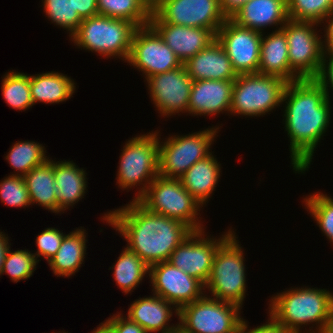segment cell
Returning a JSON list of instances; mask_svg holds the SVG:
<instances>
[{
  "instance_id": "obj_16",
  "label": "cell",
  "mask_w": 333,
  "mask_h": 333,
  "mask_svg": "<svg viewBox=\"0 0 333 333\" xmlns=\"http://www.w3.org/2000/svg\"><path fill=\"white\" fill-rule=\"evenodd\" d=\"M148 275L152 281L153 293L174 304L178 309L204 295V284L200 280L168 261L151 265Z\"/></svg>"
},
{
  "instance_id": "obj_46",
  "label": "cell",
  "mask_w": 333,
  "mask_h": 333,
  "mask_svg": "<svg viewBox=\"0 0 333 333\" xmlns=\"http://www.w3.org/2000/svg\"><path fill=\"white\" fill-rule=\"evenodd\" d=\"M142 5L150 12L153 13L164 0H139Z\"/></svg>"
},
{
  "instance_id": "obj_32",
  "label": "cell",
  "mask_w": 333,
  "mask_h": 333,
  "mask_svg": "<svg viewBox=\"0 0 333 333\" xmlns=\"http://www.w3.org/2000/svg\"><path fill=\"white\" fill-rule=\"evenodd\" d=\"M2 78V94L13 109L25 110L33 106L30 93V75L11 71Z\"/></svg>"
},
{
  "instance_id": "obj_35",
  "label": "cell",
  "mask_w": 333,
  "mask_h": 333,
  "mask_svg": "<svg viewBox=\"0 0 333 333\" xmlns=\"http://www.w3.org/2000/svg\"><path fill=\"white\" fill-rule=\"evenodd\" d=\"M43 8L48 18L56 25L69 31L72 36L83 21L79 14L74 11L71 0H42Z\"/></svg>"
},
{
  "instance_id": "obj_22",
  "label": "cell",
  "mask_w": 333,
  "mask_h": 333,
  "mask_svg": "<svg viewBox=\"0 0 333 333\" xmlns=\"http://www.w3.org/2000/svg\"><path fill=\"white\" fill-rule=\"evenodd\" d=\"M237 25L262 33L267 26L280 25L288 20L286 0H250L231 18Z\"/></svg>"
},
{
  "instance_id": "obj_12",
  "label": "cell",
  "mask_w": 333,
  "mask_h": 333,
  "mask_svg": "<svg viewBox=\"0 0 333 333\" xmlns=\"http://www.w3.org/2000/svg\"><path fill=\"white\" fill-rule=\"evenodd\" d=\"M226 20L219 0H164L149 22L206 28L216 34Z\"/></svg>"
},
{
  "instance_id": "obj_20",
  "label": "cell",
  "mask_w": 333,
  "mask_h": 333,
  "mask_svg": "<svg viewBox=\"0 0 333 333\" xmlns=\"http://www.w3.org/2000/svg\"><path fill=\"white\" fill-rule=\"evenodd\" d=\"M183 64L193 81L235 80L238 76L217 39Z\"/></svg>"
},
{
  "instance_id": "obj_7",
  "label": "cell",
  "mask_w": 333,
  "mask_h": 333,
  "mask_svg": "<svg viewBox=\"0 0 333 333\" xmlns=\"http://www.w3.org/2000/svg\"><path fill=\"white\" fill-rule=\"evenodd\" d=\"M158 136L156 131L140 135L128 140L123 147L116 177L119 187L128 189L144 182L134 200H138L159 175Z\"/></svg>"
},
{
  "instance_id": "obj_5",
  "label": "cell",
  "mask_w": 333,
  "mask_h": 333,
  "mask_svg": "<svg viewBox=\"0 0 333 333\" xmlns=\"http://www.w3.org/2000/svg\"><path fill=\"white\" fill-rule=\"evenodd\" d=\"M232 233L218 248L209 278L204 285L213 298L229 302L239 307L246 293V274L242 247Z\"/></svg>"
},
{
  "instance_id": "obj_41",
  "label": "cell",
  "mask_w": 333,
  "mask_h": 333,
  "mask_svg": "<svg viewBox=\"0 0 333 333\" xmlns=\"http://www.w3.org/2000/svg\"><path fill=\"white\" fill-rule=\"evenodd\" d=\"M269 320H271L269 322ZM268 322L253 329H247L248 323L242 319L239 326L238 333H289L281 324H279L272 316L269 317Z\"/></svg>"
},
{
  "instance_id": "obj_4",
  "label": "cell",
  "mask_w": 333,
  "mask_h": 333,
  "mask_svg": "<svg viewBox=\"0 0 333 333\" xmlns=\"http://www.w3.org/2000/svg\"><path fill=\"white\" fill-rule=\"evenodd\" d=\"M137 26L125 19L96 15L83 19L72 41L83 49L102 56L121 57L127 61Z\"/></svg>"
},
{
  "instance_id": "obj_42",
  "label": "cell",
  "mask_w": 333,
  "mask_h": 333,
  "mask_svg": "<svg viewBox=\"0 0 333 333\" xmlns=\"http://www.w3.org/2000/svg\"><path fill=\"white\" fill-rule=\"evenodd\" d=\"M71 2L74 11L79 14L82 20L98 15L97 0H71Z\"/></svg>"
},
{
  "instance_id": "obj_11",
  "label": "cell",
  "mask_w": 333,
  "mask_h": 333,
  "mask_svg": "<svg viewBox=\"0 0 333 333\" xmlns=\"http://www.w3.org/2000/svg\"><path fill=\"white\" fill-rule=\"evenodd\" d=\"M311 21L288 19L282 27L288 44L290 69L300 79H315L320 71L324 51L322 38Z\"/></svg>"
},
{
  "instance_id": "obj_25",
  "label": "cell",
  "mask_w": 333,
  "mask_h": 333,
  "mask_svg": "<svg viewBox=\"0 0 333 333\" xmlns=\"http://www.w3.org/2000/svg\"><path fill=\"white\" fill-rule=\"evenodd\" d=\"M212 153L193 164L181 177L183 187L203 206L220 176V164Z\"/></svg>"
},
{
  "instance_id": "obj_28",
  "label": "cell",
  "mask_w": 333,
  "mask_h": 333,
  "mask_svg": "<svg viewBox=\"0 0 333 333\" xmlns=\"http://www.w3.org/2000/svg\"><path fill=\"white\" fill-rule=\"evenodd\" d=\"M85 234L82 228L65 234L57 253L48 261L55 275L68 277L78 272L86 254Z\"/></svg>"
},
{
  "instance_id": "obj_50",
  "label": "cell",
  "mask_w": 333,
  "mask_h": 333,
  "mask_svg": "<svg viewBox=\"0 0 333 333\" xmlns=\"http://www.w3.org/2000/svg\"><path fill=\"white\" fill-rule=\"evenodd\" d=\"M170 333H185V332L180 327H178L175 330L171 331Z\"/></svg>"
},
{
  "instance_id": "obj_30",
  "label": "cell",
  "mask_w": 333,
  "mask_h": 333,
  "mask_svg": "<svg viewBox=\"0 0 333 333\" xmlns=\"http://www.w3.org/2000/svg\"><path fill=\"white\" fill-rule=\"evenodd\" d=\"M98 15L125 19L137 27L149 25L151 13L139 0H97Z\"/></svg>"
},
{
  "instance_id": "obj_24",
  "label": "cell",
  "mask_w": 333,
  "mask_h": 333,
  "mask_svg": "<svg viewBox=\"0 0 333 333\" xmlns=\"http://www.w3.org/2000/svg\"><path fill=\"white\" fill-rule=\"evenodd\" d=\"M54 178L58 213L65 211L83 198L87 178L85 171L72 161H54Z\"/></svg>"
},
{
  "instance_id": "obj_18",
  "label": "cell",
  "mask_w": 333,
  "mask_h": 333,
  "mask_svg": "<svg viewBox=\"0 0 333 333\" xmlns=\"http://www.w3.org/2000/svg\"><path fill=\"white\" fill-rule=\"evenodd\" d=\"M174 54L185 63L189 58L208 47L216 40V34L209 29L149 22Z\"/></svg>"
},
{
  "instance_id": "obj_39",
  "label": "cell",
  "mask_w": 333,
  "mask_h": 333,
  "mask_svg": "<svg viewBox=\"0 0 333 333\" xmlns=\"http://www.w3.org/2000/svg\"><path fill=\"white\" fill-rule=\"evenodd\" d=\"M123 314L113 315L111 318L106 319L105 322L114 330L115 333H148L136 322L131 321L128 317L125 318Z\"/></svg>"
},
{
  "instance_id": "obj_44",
  "label": "cell",
  "mask_w": 333,
  "mask_h": 333,
  "mask_svg": "<svg viewBox=\"0 0 333 333\" xmlns=\"http://www.w3.org/2000/svg\"><path fill=\"white\" fill-rule=\"evenodd\" d=\"M327 19V20H326ZM329 19V21H328ZM324 23V21H328L327 25L325 26V33L326 35L324 36V42L322 41V48L324 53L333 45V12L330 13L325 19L322 20ZM325 44V45H324Z\"/></svg>"
},
{
  "instance_id": "obj_31",
  "label": "cell",
  "mask_w": 333,
  "mask_h": 333,
  "mask_svg": "<svg viewBox=\"0 0 333 333\" xmlns=\"http://www.w3.org/2000/svg\"><path fill=\"white\" fill-rule=\"evenodd\" d=\"M45 148L42 144L34 141H17L10 149L5 157L10 166L20 176L29 173L34 167L43 164L49 158H46Z\"/></svg>"
},
{
  "instance_id": "obj_17",
  "label": "cell",
  "mask_w": 333,
  "mask_h": 333,
  "mask_svg": "<svg viewBox=\"0 0 333 333\" xmlns=\"http://www.w3.org/2000/svg\"><path fill=\"white\" fill-rule=\"evenodd\" d=\"M153 103L162 116L188 112L193 80L184 64L174 70L146 78Z\"/></svg>"
},
{
  "instance_id": "obj_48",
  "label": "cell",
  "mask_w": 333,
  "mask_h": 333,
  "mask_svg": "<svg viewBox=\"0 0 333 333\" xmlns=\"http://www.w3.org/2000/svg\"><path fill=\"white\" fill-rule=\"evenodd\" d=\"M324 333H333V311L327 324L326 330Z\"/></svg>"
},
{
  "instance_id": "obj_8",
  "label": "cell",
  "mask_w": 333,
  "mask_h": 333,
  "mask_svg": "<svg viewBox=\"0 0 333 333\" xmlns=\"http://www.w3.org/2000/svg\"><path fill=\"white\" fill-rule=\"evenodd\" d=\"M287 81L259 73L238 74L232 90L233 114L260 116L280 106Z\"/></svg>"
},
{
  "instance_id": "obj_15",
  "label": "cell",
  "mask_w": 333,
  "mask_h": 333,
  "mask_svg": "<svg viewBox=\"0 0 333 333\" xmlns=\"http://www.w3.org/2000/svg\"><path fill=\"white\" fill-rule=\"evenodd\" d=\"M231 229L219 239L204 238V231H193L170 255L168 262L206 284L215 254L233 233Z\"/></svg>"
},
{
  "instance_id": "obj_1",
  "label": "cell",
  "mask_w": 333,
  "mask_h": 333,
  "mask_svg": "<svg viewBox=\"0 0 333 333\" xmlns=\"http://www.w3.org/2000/svg\"><path fill=\"white\" fill-rule=\"evenodd\" d=\"M329 100L315 79H299L286 85L282 99L287 104L285 129L290 137L293 170L297 173L309 168L316 145L329 126Z\"/></svg>"
},
{
  "instance_id": "obj_10",
  "label": "cell",
  "mask_w": 333,
  "mask_h": 333,
  "mask_svg": "<svg viewBox=\"0 0 333 333\" xmlns=\"http://www.w3.org/2000/svg\"><path fill=\"white\" fill-rule=\"evenodd\" d=\"M217 129L219 127L185 136L175 135L165 142L159 140V175L180 179L193 164L211 154L209 148L218 133Z\"/></svg>"
},
{
  "instance_id": "obj_47",
  "label": "cell",
  "mask_w": 333,
  "mask_h": 333,
  "mask_svg": "<svg viewBox=\"0 0 333 333\" xmlns=\"http://www.w3.org/2000/svg\"><path fill=\"white\" fill-rule=\"evenodd\" d=\"M92 333H115L114 330L106 323H101L99 327H97L96 330H94Z\"/></svg>"
},
{
  "instance_id": "obj_6",
  "label": "cell",
  "mask_w": 333,
  "mask_h": 333,
  "mask_svg": "<svg viewBox=\"0 0 333 333\" xmlns=\"http://www.w3.org/2000/svg\"><path fill=\"white\" fill-rule=\"evenodd\" d=\"M138 201L149 211L181 221L193 231L204 230L197 217L202 205L180 179L156 176Z\"/></svg>"
},
{
  "instance_id": "obj_26",
  "label": "cell",
  "mask_w": 333,
  "mask_h": 333,
  "mask_svg": "<svg viewBox=\"0 0 333 333\" xmlns=\"http://www.w3.org/2000/svg\"><path fill=\"white\" fill-rule=\"evenodd\" d=\"M58 72H47L30 76V93L33 104L61 103L75 92L74 81Z\"/></svg>"
},
{
  "instance_id": "obj_38",
  "label": "cell",
  "mask_w": 333,
  "mask_h": 333,
  "mask_svg": "<svg viewBox=\"0 0 333 333\" xmlns=\"http://www.w3.org/2000/svg\"><path fill=\"white\" fill-rule=\"evenodd\" d=\"M64 234L55 228H46L36 238V244L38 251L34 253V256H43L47 262L57 253L64 239Z\"/></svg>"
},
{
  "instance_id": "obj_23",
  "label": "cell",
  "mask_w": 333,
  "mask_h": 333,
  "mask_svg": "<svg viewBox=\"0 0 333 333\" xmlns=\"http://www.w3.org/2000/svg\"><path fill=\"white\" fill-rule=\"evenodd\" d=\"M258 73L280 77L288 83L300 79L290 69L287 38L282 28L265 38L262 36Z\"/></svg>"
},
{
  "instance_id": "obj_37",
  "label": "cell",
  "mask_w": 333,
  "mask_h": 333,
  "mask_svg": "<svg viewBox=\"0 0 333 333\" xmlns=\"http://www.w3.org/2000/svg\"><path fill=\"white\" fill-rule=\"evenodd\" d=\"M1 202L14 207L31 205L28 188L23 176L12 174L0 183Z\"/></svg>"
},
{
  "instance_id": "obj_13",
  "label": "cell",
  "mask_w": 333,
  "mask_h": 333,
  "mask_svg": "<svg viewBox=\"0 0 333 333\" xmlns=\"http://www.w3.org/2000/svg\"><path fill=\"white\" fill-rule=\"evenodd\" d=\"M127 62L140 69L145 79L183 65L150 25L138 27L135 31Z\"/></svg>"
},
{
  "instance_id": "obj_27",
  "label": "cell",
  "mask_w": 333,
  "mask_h": 333,
  "mask_svg": "<svg viewBox=\"0 0 333 333\" xmlns=\"http://www.w3.org/2000/svg\"><path fill=\"white\" fill-rule=\"evenodd\" d=\"M31 204L37 203L57 213L54 161L48 159L23 176Z\"/></svg>"
},
{
  "instance_id": "obj_9",
  "label": "cell",
  "mask_w": 333,
  "mask_h": 333,
  "mask_svg": "<svg viewBox=\"0 0 333 333\" xmlns=\"http://www.w3.org/2000/svg\"><path fill=\"white\" fill-rule=\"evenodd\" d=\"M206 296L179 309V327L185 333H238L241 308Z\"/></svg>"
},
{
  "instance_id": "obj_14",
  "label": "cell",
  "mask_w": 333,
  "mask_h": 333,
  "mask_svg": "<svg viewBox=\"0 0 333 333\" xmlns=\"http://www.w3.org/2000/svg\"><path fill=\"white\" fill-rule=\"evenodd\" d=\"M262 36L261 32L241 27L231 19L216 33L237 74L258 73Z\"/></svg>"
},
{
  "instance_id": "obj_43",
  "label": "cell",
  "mask_w": 333,
  "mask_h": 333,
  "mask_svg": "<svg viewBox=\"0 0 333 333\" xmlns=\"http://www.w3.org/2000/svg\"><path fill=\"white\" fill-rule=\"evenodd\" d=\"M249 1L250 0H219V6L226 19H231L241 7Z\"/></svg>"
},
{
  "instance_id": "obj_33",
  "label": "cell",
  "mask_w": 333,
  "mask_h": 333,
  "mask_svg": "<svg viewBox=\"0 0 333 333\" xmlns=\"http://www.w3.org/2000/svg\"><path fill=\"white\" fill-rule=\"evenodd\" d=\"M288 19L321 23L333 12V0H286Z\"/></svg>"
},
{
  "instance_id": "obj_40",
  "label": "cell",
  "mask_w": 333,
  "mask_h": 333,
  "mask_svg": "<svg viewBox=\"0 0 333 333\" xmlns=\"http://www.w3.org/2000/svg\"><path fill=\"white\" fill-rule=\"evenodd\" d=\"M326 57V55H323L320 71L315 80L324 88L327 97L330 99L328 87L331 86L330 88L333 89V57L328 56V60H326Z\"/></svg>"
},
{
  "instance_id": "obj_36",
  "label": "cell",
  "mask_w": 333,
  "mask_h": 333,
  "mask_svg": "<svg viewBox=\"0 0 333 333\" xmlns=\"http://www.w3.org/2000/svg\"><path fill=\"white\" fill-rule=\"evenodd\" d=\"M9 248L2 266V274L7 273L14 282L28 279L36 270L39 260L28 250L10 251Z\"/></svg>"
},
{
  "instance_id": "obj_29",
  "label": "cell",
  "mask_w": 333,
  "mask_h": 333,
  "mask_svg": "<svg viewBox=\"0 0 333 333\" xmlns=\"http://www.w3.org/2000/svg\"><path fill=\"white\" fill-rule=\"evenodd\" d=\"M114 269V279L123 292L131 291L140 284L150 267L133 251L124 247L117 262L110 269Z\"/></svg>"
},
{
  "instance_id": "obj_34",
  "label": "cell",
  "mask_w": 333,
  "mask_h": 333,
  "mask_svg": "<svg viewBox=\"0 0 333 333\" xmlns=\"http://www.w3.org/2000/svg\"><path fill=\"white\" fill-rule=\"evenodd\" d=\"M320 193L304 198V202L319 228L333 243V199L326 194Z\"/></svg>"
},
{
  "instance_id": "obj_19",
  "label": "cell",
  "mask_w": 333,
  "mask_h": 333,
  "mask_svg": "<svg viewBox=\"0 0 333 333\" xmlns=\"http://www.w3.org/2000/svg\"><path fill=\"white\" fill-rule=\"evenodd\" d=\"M234 80L193 81L188 113L195 115H215L231 109Z\"/></svg>"
},
{
  "instance_id": "obj_21",
  "label": "cell",
  "mask_w": 333,
  "mask_h": 333,
  "mask_svg": "<svg viewBox=\"0 0 333 333\" xmlns=\"http://www.w3.org/2000/svg\"><path fill=\"white\" fill-rule=\"evenodd\" d=\"M177 316H179V309L174 304L167 302L164 298L153 294L149 297L139 298L135 300L128 309L127 317L139 324L148 333L161 332L170 333L179 327L169 326V319L172 317V308Z\"/></svg>"
},
{
  "instance_id": "obj_2",
  "label": "cell",
  "mask_w": 333,
  "mask_h": 333,
  "mask_svg": "<svg viewBox=\"0 0 333 333\" xmlns=\"http://www.w3.org/2000/svg\"><path fill=\"white\" fill-rule=\"evenodd\" d=\"M110 211L103 220L112 225L149 267L168 261L173 250L193 230L183 222L149 211L138 200Z\"/></svg>"
},
{
  "instance_id": "obj_45",
  "label": "cell",
  "mask_w": 333,
  "mask_h": 333,
  "mask_svg": "<svg viewBox=\"0 0 333 333\" xmlns=\"http://www.w3.org/2000/svg\"><path fill=\"white\" fill-rule=\"evenodd\" d=\"M3 232H0V275L2 274V266L5 260L8 249L10 248L8 237Z\"/></svg>"
},
{
  "instance_id": "obj_3",
  "label": "cell",
  "mask_w": 333,
  "mask_h": 333,
  "mask_svg": "<svg viewBox=\"0 0 333 333\" xmlns=\"http://www.w3.org/2000/svg\"><path fill=\"white\" fill-rule=\"evenodd\" d=\"M295 289L271 298L269 316L289 333H302L299 327L313 322L318 324L317 332L324 333L333 311V293L318 288ZM317 332L313 330L310 333Z\"/></svg>"
},
{
  "instance_id": "obj_49",
  "label": "cell",
  "mask_w": 333,
  "mask_h": 333,
  "mask_svg": "<svg viewBox=\"0 0 333 333\" xmlns=\"http://www.w3.org/2000/svg\"><path fill=\"white\" fill-rule=\"evenodd\" d=\"M324 55L333 57V45L324 53Z\"/></svg>"
}]
</instances>
